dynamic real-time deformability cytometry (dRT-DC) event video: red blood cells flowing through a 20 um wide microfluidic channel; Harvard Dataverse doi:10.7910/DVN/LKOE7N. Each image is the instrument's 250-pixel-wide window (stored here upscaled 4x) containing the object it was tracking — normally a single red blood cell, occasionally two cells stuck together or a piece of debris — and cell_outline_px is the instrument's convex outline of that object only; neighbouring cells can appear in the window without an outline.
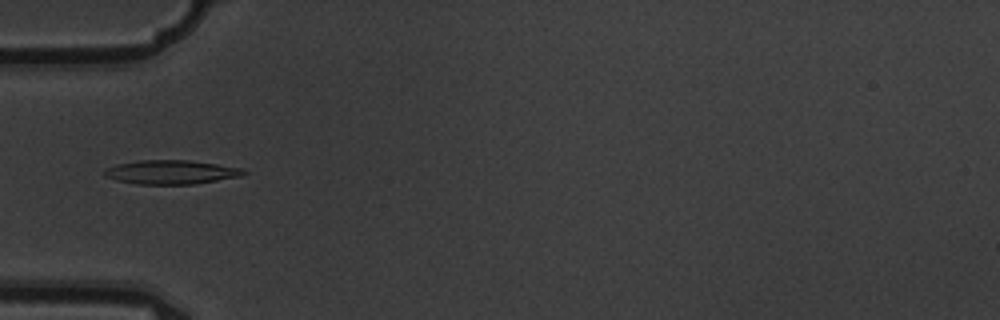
{"species": "common noctule bat (a hibernating species)", "species_latin": "Nyctalus noctula", "temperature_condition": "warm", "stored_images_in_passage": 5, "camera_frame_rate_fps": 3000, "um_per_image_px": 0.085, "animal": {"sex": "male", "body_mass_g": 19.5, "forearm_length_mm": 54.6}, "frame": {"image": 1, "passage_image": 5, "time_ms": 1.333, "image_size_px": [1000, 320], "cell_outline_px": [[248, 172], [244, 176], [196, 184], [136, 184], [116, 180], [104, 176], [100, 172], [104, 168], [116, 164], [140, 160], [188, 160], [244, 168]], "centroid_in_image_um": [14.54, 14.63], "position_along_channel_um": 70.5, "area_um2": 19.83}}